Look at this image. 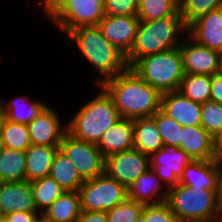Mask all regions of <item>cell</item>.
<instances>
[{
    "label": "cell",
    "mask_w": 222,
    "mask_h": 222,
    "mask_svg": "<svg viewBox=\"0 0 222 222\" xmlns=\"http://www.w3.org/2000/svg\"><path fill=\"white\" fill-rule=\"evenodd\" d=\"M100 86L112 98L120 118L134 120L153 116L160 110L162 94L129 67Z\"/></svg>",
    "instance_id": "obj_1"
},
{
    "label": "cell",
    "mask_w": 222,
    "mask_h": 222,
    "mask_svg": "<svg viewBox=\"0 0 222 222\" xmlns=\"http://www.w3.org/2000/svg\"><path fill=\"white\" fill-rule=\"evenodd\" d=\"M65 35L75 43L83 57L81 59L86 60L91 70L97 73L92 81L94 85H100L128 68L126 57L102 35L97 26L78 27Z\"/></svg>",
    "instance_id": "obj_2"
},
{
    "label": "cell",
    "mask_w": 222,
    "mask_h": 222,
    "mask_svg": "<svg viewBox=\"0 0 222 222\" xmlns=\"http://www.w3.org/2000/svg\"><path fill=\"white\" fill-rule=\"evenodd\" d=\"M99 92L78 106L66 121L67 133L73 138L97 144L101 136L119 119L117 108L112 98L100 86ZM80 107V108H79Z\"/></svg>",
    "instance_id": "obj_3"
},
{
    "label": "cell",
    "mask_w": 222,
    "mask_h": 222,
    "mask_svg": "<svg viewBox=\"0 0 222 222\" xmlns=\"http://www.w3.org/2000/svg\"><path fill=\"white\" fill-rule=\"evenodd\" d=\"M186 34L187 26L180 15L139 21L134 46L126 56L128 67L145 56L179 47Z\"/></svg>",
    "instance_id": "obj_4"
},
{
    "label": "cell",
    "mask_w": 222,
    "mask_h": 222,
    "mask_svg": "<svg viewBox=\"0 0 222 222\" xmlns=\"http://www.w3.org/2000/svg\"><path fill=\"white\" fill-rule=\"evenodd\" d=\"M129 68L161 94L178 91L184 77L179 47L140 58Z\"/></svg>",
    "instance_id": "obj_5"
},
{
    "label": "cell",
    "mask_w": 222,
    "mask_h": 222,
    "mask_svg": "<svg viewBox=\"0 0 222 222\" xmlns=\"http://www.w3.org/2000/svg\"><path fill=\"white\" fill-rule=\"evenodd\" d=\"M215 191L193 189L178 183L168 189L166 203L177 221L216 222L219 206Z\"/></svg>",
    "instance_id": "obj_6"
},
{
    "label": "cell",
    "mask_w": 222,
    "mask_h": 222,
    "mask_svg": "<svg viewBox=\"0 0 222 222\" xmlns=\"http://www.w3.org/2000/svg\"><path fill=\"white\" fill-rule=\"evenodd\" d=\"M105 0H52L41 12L63 34L78 27L97 26L105 16Z\"/></svg>",
    "instance_id": "obj_7"
},
{
    "label": "cell",
    "mask_w": 222,
    "mask_h": 222,
    "mask_svg": "<svg viewBox=\"0 0 222 222\" xmlns=\"http://www.w3.org/2000/svg\"><path fill=\"white\" fill-rule=\"evenodd\" d=\"M81 211L106 212L127 199V188L105 172L79 187Z\"/></svg>",
    "instance_id": "obj_8"
},
{
    "label": "cell",
    "mask_w": 222,
    "mask_h": 222,
    "mask_svg": "<svg viewBox=\"0 0 222 222\" xmlns=\"http://www.w3.org/2000/svg\"><path fill=\"white\" fill-rule=\"evenodd\" d=\"M58 147L84 181L104 173L105 158L96 144L75 139L66 132Z\"/></svg>",
    "instance_id": "obj_9"
},
{
    "label": "cell",
    "mask_w": 222,
    "mask_h": 222,
    "mask_svg": "<svg viewBox=\"0 0 222 222\" xmlns=\"http://www.w3.org/2000/svg\"><path fill=\"white\" fill-rule=\"evenodd\" d=\"M150 169V156L133 148L105 158L104 172L126 188Z\"/></svg>",
    "instance_id": "obj_10"
},
{
    "label": "cell",
    "mask_w": 222,
    "mask_h": 222,
    "mask_svg": "<svg viewBox=\"0 0 222 222\" xmlns=\"http://www.w3.org/2000/svg\"><path fill=\"white\" fill-rule=\"evenodd\" d=\"M179 50L182 55L184 74L213 76L220 73L222 54L202 46L187 34L181 40Z\"/></svg>",
    "instance_id": "obj_11"
},
{
    "label": "cell",
    "mask_w": 222,
    "mask_h": 222,
    "mask_svg": "<svg viewBox=\"0 0 222 222\" xmlns=\"http://www.w3.org/2000/svg\"><path fill=\"white\" fill-rule=\"evenodd\" d=\"M57 108L48 104L28 125L31 145L58 147L67 132L64 117ZM63 120V121H62ZM64 123V124H63Z\"/></svg>",
    "instance_id": "obj_12"
},
{
    "label": "cell",
    "mask_w": 222,
    "mask_h": 222,
    "mask_svg": "<svg viewBox=\"0 0 222 222\" xmlns=\"http://www.w3.org/2000/svg\"><path fill=\"white\" fill-rule=\"evenodd\" d=\"M192 159L175 146H164L150 156V168L167 188L176 186L185 166Z\"/></svg>",
    "instance_id": "obj_13"
},
{
    "label": "cell",
    "mask_w": 222,
    "mask_h": 222,
    "mask_svg": "<svg viewBox=\"0 0 222 222\" xmlns=\"http://www.w3.org/2000/svg\"><path fill=\"white\" fill-rule=\"evenodd\" d=\"M138 24L137 16L105 15L97 27L102 35L126 57L134 46Z\"/></svg>",
    "instance_id": "obj_14"
},
{
    "label": "cell",
    "mask_w": 222,
    "mask_h": 222,
    "mask_svg": "<svg viewBox=\"0 0 222 222\" xmlns=\"http://www.w3.org/2000/svg\"><path fill=\"white\" fill-rule=\"evenodd\" d=\"M187 35L198 44L222 54V7L197 17L187 25Z\"/></svg>",
    "instance_id": "obj_15"
},
{
    "label": "cell",
    "mask_w": 222,
    "mask_h": 222,
    "mask_svg": "<svg viewBox=\"0 0 222 222\" xmlns=\"http://www.w3.org/2000/svg\"><path fill=\"white\" fill-rule=\"evenodd\" d=\"M160 110L181 127L201 126V104L185 97L179 91L163 93Z\"/></svg>",
    "instance_id": "obj_16"
},
{
    "label": "cell",
    "mask_w": 222,
    "mask_h": 222,
    "mask_svg": "<svg viewBox=\"0 0 222 222\" xmlns=\"http://www.w3.org/2000/svg\"><path fill=\"white\" fill-rule=\"evenodd\" d=\"M16 211L37 212L28 181L1 183L0 219Z\"/></svg>",
    "instance_id": "obj_17"
},
{
    "label": "cell",
    "mask_w": 222,
    "mask_h": 222,
    "mask_svg": "<svg viewBox=\"0 0 222 222\" xmlns=\"http://www.w3.org/2000/svg\"><path fill=\"white\" fill-rule=\"evenodd\" d=\"M167 192L150 168L127 187V198L143 205L158 204L166 202Z\"/></svg>",
    "instance_id": "obj_18"
},
{
    "label": "cell",
    "mask_w": 222,
    "mask_h": 222,
    "mask_svg": "<svg viewBox=\"0 0 222 222\" xmlns=\"http://www.w3.org/2000/svg\"><path fill=\"white\" fill-rule=\"evenodd\" d=\"M179 149L192 160L217 159L215 140L201 126L182 127Z\"/></svg>",
    "instance_id": "obj_19"
},
{
    "label": "cell",
    "mask_w": 222,
    "mask_h": 222,
    "mask_svg": "<svg viewBox=\"0 0 222 222\" xmlns=\"http://www.w3.org/2000/svg\"><path fill=\"white\" fill-rule=\"evenodd\" d=\"M96 146L104 158L117 152L133 149V121L120 118L101 136Z\"/></svg>",
    "instance_id": "obj_20"
},
{
    "label": "cell",
    "mask_w": 222,
    "mask_h": 222,
    "mask_svg": "<svg viewBox=\"0 0 222 222\" xmlns=\"http://www.w3.org/2000/svg\"><path fill=\"white\" fill-rule=\"evenodd\" d=\"M218 159L191 160L182 171L179 184L193 189L216 190Z\"/></svg>",
    "instance_id": "obj_21"
},
{
    "label": "cell",
    "mask_w": 222,
    "mask_h": 222,
    "mask_svg": "<svg viewBox=\"0 0 222 222\" xmlns=\"http://www.w3.org/2000/svg\"><path fill=\"white\" fill-rule=\"evenodd\" d=\"M33 95L23 93V95H14L11 99L0 97L3 107L4 116L7 120L19 124L28 125L43 108L48 104L46 101L40 99H33ZM32 97V98H31Z\"/></svg>",
    "instance_id": "obj_22"
},
{
    "label": "cell",
    "mask_w": 222,
    "mask_h": 222,
    "mask_svg": "<svg viewBox=\"0 0 222 222\" xmlns=\"http://www.w3.org/2000/svg\"><path fill=\"white\" fill-rule=\"evenodd\" d=\"M132 121L135 149L145 155L151 156L160 148L164 147L161 134L152 116L142 117Z\"/></svg>",
    "instance_id": "obj_23"
},
{
    "label": "cell",
    "mask_w": 222,
    "mask_h": 222,
    "mask_svg": "<svg viewBox=\"0 0 222 222\" xmlns=\"http://www.w3.org/2000/svg\"><path fill=\"white\" fill-rule=\"evenodd\" d=\"M80 214L79 191H64L41 216L47 222H77Z\"/></svg>",
    "instance_id": "obj_24"
},
{
    "label": "cell",
    "mask_w": 222,
    "mask_h": 222,
    "mask_svg": "<svg viewBox=\"0 0 222 222\" xmlns=\"http://www.w3.org/2000/svg\"><path fill=\"white\" fill-rule=\"evenodd\" d=\"M59 147L30 145L25 151L26 181L49 176L50 168Z\"/></svg>",
    "instance_id": "obj_25"
},
{
    "label": "cell",
    "mask_w": 222,
    "mask_h": 222,
    "mask_svg": "<svg viewBox=\"0 0 222 222\" xmlns=\"http://www.w3.org/2000/svg\"><path fill=\"white\" fill-rule=\"evenodd\" d=\"M49 176L53 178L64 191H78L84 180L76 171L75 166L58 150L52 162Z\"/></svg>",
    "instance_id": "obj_26"
},
{
    "label": "cell",
    "mask_w": 222,
    "mask_h": 222,
    "mask_svg": "<svg viewBox=\"0 0 222 222\" xmlns=\"http://www.w3.org/2000/svg\"><path fill=\"white\" fill-rule=\"evenodd\" d=\"M0 181H26L25 151L2 147L0 152Z\"/></svg>",
    "instance_id": "obj_27"
},
{
    "label": "cell",
    "mask_w": 222,
    "mask_h": 222,
    "mask_svg": "<svg viewBox=\"0 0 222 222\" xmlns=\"http://www.w3.org/2000/svg\"><path fill=\"white\" fill-rule=\"evenodd\" d=\"M33 202L41 215L64 192L50 176L30 181Z\"/></svg>",
    "instance_id": "obj_28"
},
{
    "label": "cell",
    "mask_w": 222,
    "mask_h": 222,
    "mask_svg": "<svg viewBox=\"0 0 222 222\" xmlns=\"http://www.w3.org/2000/svg\"><path fill=\"white\" fill-rule=\"evenodd\" d=\"M2 147L26 151L31 145L27 125L7 120L5 117L0 128Z\"/></svg>",
    "instance_id": "obj_29"
},
{
    "label": "cell",
    "mask_w": 222,
    "mask_h": 222,
    "mask_svg": "<svg viewBox=\"0 0 222 222\" xmlns=\"http://www.w3.org/2000/svg\"><path fill=\"white\" fill-rule=\"evenodd\" d=\"M179 14V0H138L139 21L158 20Z\"/></svg>",
    "instance_id": "obj_30"
},
{
    "label": "cell",
    "mask_w": 222,
    "mask_h": 222,
    "mask_svg": "<svg viewBox=\"0 0 222 222\" xmlns=\"http://www.w3.org/2000/svg\"><path fill=\"white\" fill-rule=\"evenodd\" d=\"M211 78L209 75L184 74L178 91L192 101L203 104L210 100Z\"/></svg>",
    "instance_id": "obj_31"
},
{
    "label": "cell",
    "mask_w": 222,
    "mask_h": 222,
    "mask_svg": "<svg viewBox=\"0 0 222 222\" xmlns=\"http://www.w3.org/2000/svg\"><path fill=\"white\" fill-rule=\"evenodd\" d=\"M222 7V0H179V14L187 26L197 17Z\"/></svg>",
    "instance_id": "obj_32"
},
{
    "label": "cell",
    "mask_w": 222,
    "mask_h": 222,
    "mask_svg": "<svg viewBox=\"0 0 222 222\" xmlns=\"http://www.w3.org/2000/svg\"><path fill=\"white\" fill-rule=\"evenodd\" d=\"M201 127L215 140L222 132V104L208 100L201 104Z\"/></svg>",
    "instance_id": "obj_33"
},
{
    "label": "cell",
    "mask_w": 222,
    "mask_h": 222,
    "mask_svg": "<svg viewBox=\"0 0 222 222\" xmlns=\"http://www.w3.org/2000/svg\"><path fill=\"white\" fill-rule=\"evenodd\" d=\"M152 117L161 134L163 146H175L179 148L182 127L161 110H158Z\"/></svg>",
    "instance_id": "obj_34"
},
{
    "label": "cell",
    "mask_w": 222,
    "mask_h": 222,
    "mask_svg": "<svg viewBox=\"0 0 222 222\" xmlns=\"http://www.w3.org/2000/svg\"><path fill=\"white\" fill-rule=\"evenodd\" d=\"M143 207V204L127 198L106 211L107 220L108 222H135L142 213Z\"/></svg>",
    "instance_id": "obj_35"
},
{
    "label": "cell",
    "mask_w": 222,
    "mask_h": 222,
    "mask_svg": "<svg viewBox=\"0 0 222 222\" xmlns=\"http://www.w3.org/2000/svg\"><path fill=\"white\" fill-rule=\"evenodd\" d=\"M146 222H178L166 202L144 205L142 213Z\"/></svg>",
    "instance_id": "obj_36"
},
{
    "label": "cell",
    "mask_w": 222,
    "mask_h": 222,
    "mask_svg": "<svg viewBox=\"0 0 222 222\" xmlns=\"http://www.w3.org/2000/svg\"><path fill=\"white\" fill-rule=\"evenodd\" d=\"M138 0H105L104 13L111 16H136Z\"/></svg>",
    "instance_id": "obj_37"
},
{
    "label": "cell",
    "mask_w": 222,
    "mask_h": 222,
    "mask_svg": "<svg viewBox=\"0 0 222 222\" xmlns=\"http://www.w3.org/2000/svg\"><path fill=\"white\" fill-rule=\"evenodd\" d=\"M40 214L38 212L16 211L10 213L1 219L3 222H34Z\"/></svg>",
    "instance_id": "obj_38"
},
{
    "label": "cell",
    "mask_w": 222,
    "mask_h": 222,
    "mask_svg": "<svg viewBox=\"0 0 222 222\" xmlns=\"http://www.w3.org/2000/svg\"><path fill=\"white\" fill-rule=\"evenodd\" d=\"M210 100L222 104V75L214 74L211 78V96Z\"/></svg>",
    "instance_id": "obj_39"
},
{
    "label": "cell",
    "mask_w": 222,
    "mask_h": 222,
    "mask_svg": "<svg viewBox=\"0 0 222 222\" xmlns=\"http://www.w3.org/2000/svg\"><path fill=\"white\" fill-rule=\"evenodd\" d=\"M77 222H108L106 212L81 211Z\"/></svg>",
    "instance_id": "obj_40"
},
{
    "label": "cell",
    "mask_w": 222,
    "mask_h": 222,
    "mask_svg": "<svg viewBox=\"0 0 222 222\" xmlns=\"http://www.w3.org/2000/svg\"><path fill=\"white\" fill-rule=\"evenodd\" d=\"M216 200L217 205L222 206V160H218V171L216 180Z\"/></svg>",
    "instance_id": "obj_41"
},
{
    "label": "cell",
    "mask_w": 222,
    "mask_h": 222,
    "mask_svg": "<svg viewBox=\"0 0 222 222\" xmlns=\"http://www.w3.org/2000/svg\"><path fill=\"white\" fill-rule=\"evenodd\" d=\"M215 154L218 160H222V132L215 139Z\"/></svg>",
    "instance_id": "obj_42"
},
{
    "label": "cell",
    "mask_w": 222,
    "mask_h": 222,
    "mask_svg": "<svg viewBox=\"0 0 222 222\" xmlns=\"http://www.w3.org/2000/svg\"><path fill=\"white\" fill-rule=\"evenodd\" d=\"M38 2L36 3L37 7L40 9V11L52 0H37Z\"/></svg>",
    "instance_id": "obj_43"
},
{
    "label": "cell",
    "mask_w": 222,
    "mask_h": 222,
    "mask_svg": "<svg viewBox=\"0 0 222 222\" xmlns=\"http://www.w3.org/2000/svg\"><path fill=\"white\" fill-rule=\"evenodd\" d=\"M4 111H3V107H2V104H1V101H0V128H1V124H2V121L4 119Z\"/></svg>",
    "instance_id": "obj_44"
},
{
    "label": "cell",
    "mask_w": 222,
    "mask_h": 222,
    "mask_svg": "<svg viewBox=\"0 0 222 222\" xmlns=\"http://www.w3.org/2000/svg\"><path fill=\"white\" fill-rule=\"evenodd\" d=\"M216 222H222V206H220L218 209V215H217Z\"/></svg>",
    "instance_id": "obj_45"
},
{
    "label": "cell",
    "mask_w": 222,
    "mask_h": 222,
    "mask_svg": "<svg viewBox=\"0 0 222 222\" xmlns=\"http://www.w3.org/2000/svg\"><path fill=\"white\" fill-rule=\"evenodd\" d=\"M135 222H146V220L145 217L142 214H140Z\"/></svg>",
    "instance_id": "obj_46"
},
{
    "label": "cell",
    "mask_w": 222,
    "mask_h": 222,
    "mask_svg": "<svg viewBox=\"0 0 222 222\" xmlns=\"http://www.w3.org/2000/svg\"><path fill=\"white\" fill-rule=\"evenodd\" d=\"M34 222H47L41 215Z\"/></svg>",
    "instance_id": "obj_47"
},
{
    "label": "cell",
    "mask_w": 222,
    "mask_h": 222,
    "mask_svg": "<svg viewBox=\"0 0 222 222\" xmlns=\"http://www.w3.org/2000/svg\"><path fill=\"white\" fill-rule=\"evenodd\" d=\"M220 74L222 75V63H221V68H220Z\"/></svg>",
    "instance_id": "obj_48"
},
{
    "label": "cell",
    "mask_w": 222,
    "mask_h": 222,
    "mask_svg": "<svg viewBox=\"0 0 222 222\" xmlns=\"http://www.w3.org/2000/svg\"><path fill=\"white\" fill-rule=\"evenodd\" d=\"M1 150H2V144H1V141H0V152H1Z\"/></svg>",
    "instance_id": "obj_49"
}]
</instances>
